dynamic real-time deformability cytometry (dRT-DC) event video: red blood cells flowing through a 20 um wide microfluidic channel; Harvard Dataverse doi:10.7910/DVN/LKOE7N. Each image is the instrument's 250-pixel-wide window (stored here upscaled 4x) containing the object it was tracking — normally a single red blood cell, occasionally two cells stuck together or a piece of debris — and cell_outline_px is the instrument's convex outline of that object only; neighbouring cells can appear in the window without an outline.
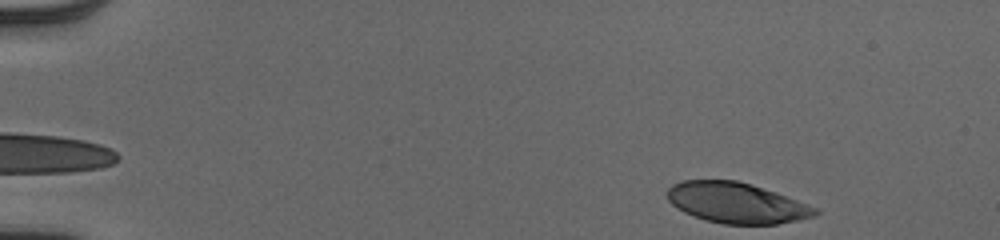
{"species": "human", "species_latin": "Homo sapiens", "temperature_condition": "cold", "stored_images_in_passage": 46, "camera_frame_rate_fps": 3000, "um_per_image_px": 0.085, "donor": {"sex": "male"}, "frame": {"image": 1, "passage_image": 1, "time_ms": 0.0, "image_size_px": [1000, 240], "cell_outline_px": [[820, 212], [816, 216], [776, 224], [724, 224], [704, 220], [684, 212], [672, 204], [668, 200], [668, 188], [672, 184], [680, 180], [736, 180], [776, 192], [816, 208]], "centroid_in_image_um": [62.57, 17.24], "position_along_channel_um": 22.4, "area_um2": 34.74}}
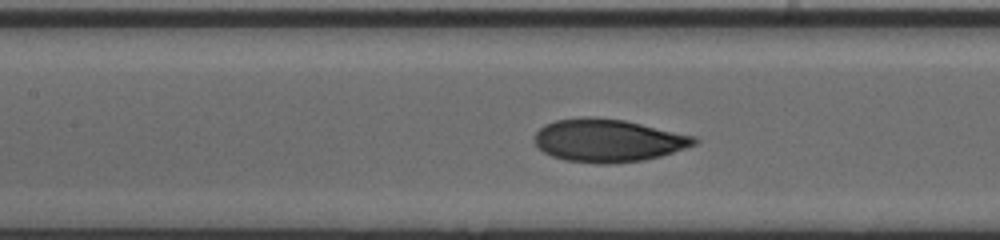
{"frame": {"image": 2, "passage_image": 20, "time_ms": 6.333, "image_size_px": [1000, 240], "cell_outline_px": [[700, 140], [696, 144], [660, 156], [644, 160], [608, 164], [600, 164], [564, 160], [552, 156], [544, 152], [536, 144], [536, 132], [544, 124], [556, 120], [580, 116], [596, 116], [624, 120], [696, 136]], "centroid_in_image_um": [51.69, 11.93], "position_along_channel_um": 155.7, "area_um2": 40.0}}
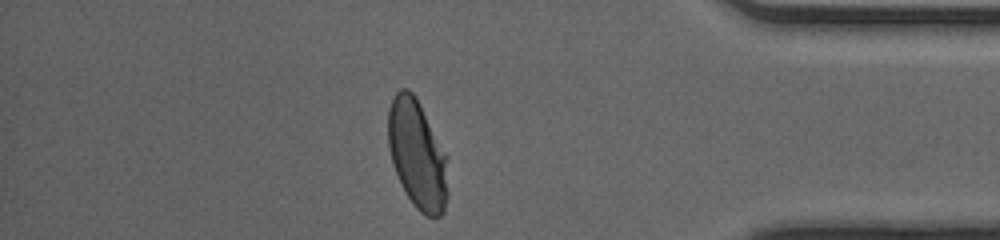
{"frame": {"image": 3, "passage_image": 40, "time_ms": 13.0, "image_size_px": [1000, 240], "cell_outline_px": [[448, 196], [444, 212], [440, 216], [432, 220], [424, 216], [412, 204], [396, 172], [392, 160], [388, 144], [388, 108], [396, 92], [400, 88], [408, 88], [416, 96], [448, 156]], "centroid_in_image_um": [35.51, 13.16], "position_along_channel_um": 399.7, "area_um2": 38.49}, "authors_computed_cell_mechanics": {"area_um2": 38.3503, "velocity_mm_per_s": 4.0344, "shape_relaxation_time_tau1_ms": 3.6878, "shape_relaxation_time_tau2_ms": 0.7447, "deformation_change_tau1": 0.1823, "deformation_change_tau2": 0.051}}